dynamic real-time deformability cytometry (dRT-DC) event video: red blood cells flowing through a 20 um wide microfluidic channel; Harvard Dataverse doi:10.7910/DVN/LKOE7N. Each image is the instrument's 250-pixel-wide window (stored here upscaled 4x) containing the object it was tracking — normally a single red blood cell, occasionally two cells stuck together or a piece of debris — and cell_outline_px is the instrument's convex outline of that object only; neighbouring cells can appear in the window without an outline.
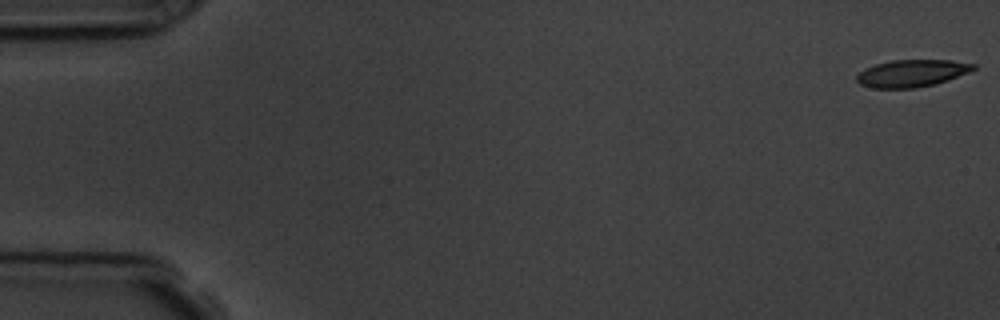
{"species": "common noctule bat (a hibernating species)", "species_latin": "Nyctalus noctula", "temperature_condition": "room temperature", "stored_images_in_passage": 5, "camera_frame_rate_fps": 3000, "um_per_image_px": 0.085, "animal": {"sex": "male", "body_mass_g": 19.5, "forearm_length_mm": 54.6}, "frame": {"image": 1, "passage_image": 1, "time_ms": 0.0, "image_size_px": [1000, 320], "cell_outline_px": [[976, 68], [968, 72], [948, 80], [936, 84], [916, 88], [872, 88], [860, 84], [856, 80], [856, 76], [864, 68], [876, 64], [892, 60], [952, 60], [976, 64]], "centroid_in_image_um": [77.5, 6.23], "position_along_channel_um": 7.5, "area_um2": 18.55}}
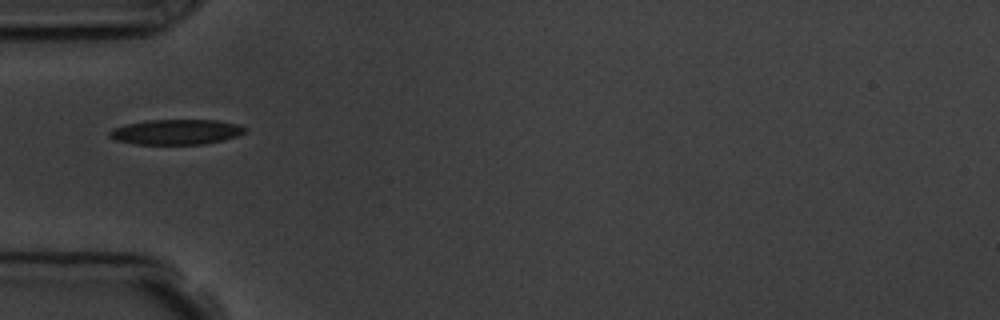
{"frame": {"image": 2, "passage_image": 5, "time_ms": 5.667, "image_size_px": [1000, 320], "cell_outline_px": [[248, 128], [244, 132], [236, 136], [224, 140], [204, 144], [136, 144], [116, 140], [108, 136], [108, 132], [112, 128], [124, 124], [148, 120], [216, 120], [236, 124]], "centroid_in_image_um": [14.94, 11.21], "position_along_channel_um": 70.1, "area_um2": 19.88}}